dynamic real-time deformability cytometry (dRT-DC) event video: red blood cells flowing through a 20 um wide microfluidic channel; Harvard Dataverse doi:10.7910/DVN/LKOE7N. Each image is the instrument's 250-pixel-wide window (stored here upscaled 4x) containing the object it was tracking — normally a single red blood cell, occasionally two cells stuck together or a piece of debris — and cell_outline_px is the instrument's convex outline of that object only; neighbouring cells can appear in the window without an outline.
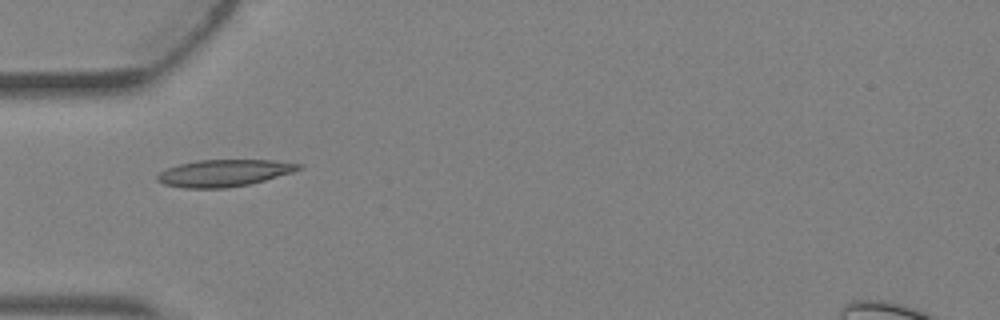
{"species": "Egyptian fruit bat (a non-hibernating species)", "species_latin": "Rousettus aegyptiacus", "temperature_condition": "warm", "stored_images_in_passage": 4, "camera_frame_rate_fps": 3000, "um_per_image_px": 0.085, "animal": {"sex": "female"}, "frame": {"image": 1, "passage_image": 3, "time_ms": 0.667, "image_size_px": [1000, 320], "cell_outline_px": [[304, 168], [292, 172], [264, 180], [248, 184], [228, 188], [184, 188], [164, 184], [156, 180], [156, 176], [160, 172], [168, 168], [180, 164], [200, 160], [272, 160], [304, 164]], "centroid_in_image_um": [19.06, 14.7], "position_along_channel_um": 65.9, "area_um2": 22.08}}
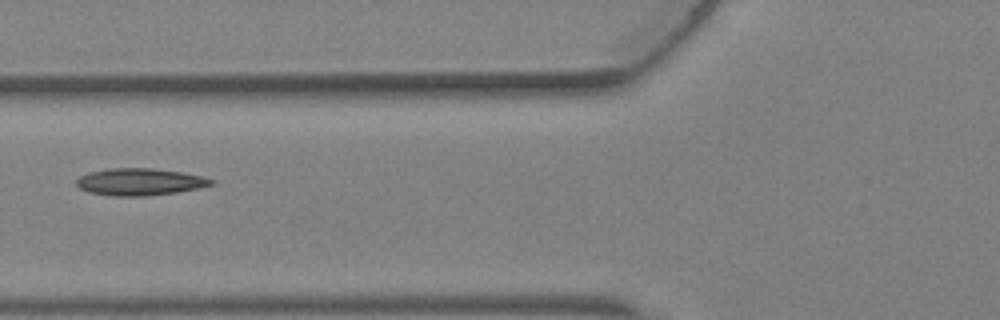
{"frame": {"image": 2, "passage_image": 4, "time_ms": 1.0, "image_size_px": [1000, 320], "cell_outline_px": [[216, 184], [176, 192], [144, 196], [112, 196], [88, 192], [80, 188], [76, 184], [76, 180], [80, 176], [88, 172], [108, 168], [152, 168], [180, 172], [200, 176], [216, 180]], "centroid_in_image_um": [11.85, 15.45], "position_along_channel_um": 113.9, "area_um2": 21.21}}